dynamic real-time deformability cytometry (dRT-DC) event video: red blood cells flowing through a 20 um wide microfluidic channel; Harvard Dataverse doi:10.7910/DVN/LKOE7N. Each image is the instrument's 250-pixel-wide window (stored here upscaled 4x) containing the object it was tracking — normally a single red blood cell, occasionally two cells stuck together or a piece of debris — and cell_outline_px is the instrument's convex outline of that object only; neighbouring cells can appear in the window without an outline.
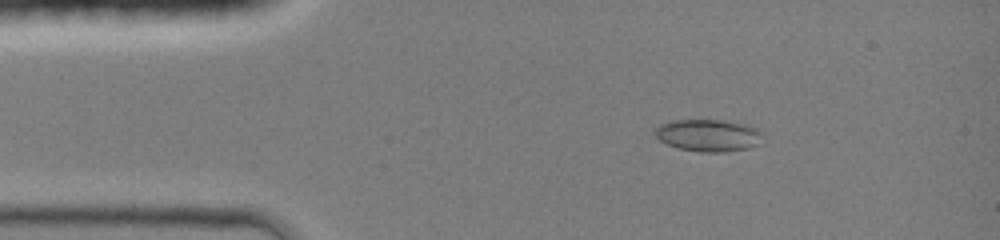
{"species": "common noctule bat (a hibernating species)", "species_latin": "Nyctalus noctula", "temperature_condition": "room temperature", "stored_images_in_passage": 45, "camera_frame_rate_fps": 3000, "um_per_image_px": 0.085, "animal": {"sex": "female", "body_mass_g": 19.0, "forearm_length_mm": 51.5}, "frame": {"image": 1, "passage_image": 7, "time_ms": 2.0, "image_size_px": [1000, 240], "cell_outline_px": [[760, 132], [756, 144], [748, 148], [724, 152], [700, 152], [676, 148], [660, 140], [656, 136], [656, 128], [660, 124], [672, 120], [720, 120], [744, 124], [756, 128]], "centroid_in_image_um": [60.14, 11.5], "position_along_channel_um": 24.9, "area_um2": 19.77}}
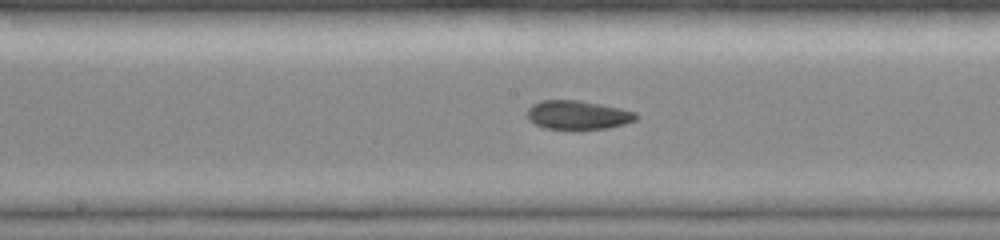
{"frame": {"image": 2, "passage_image": 23, "time_ms": 7.333, "image_size_px": [1000, 240], "cell_outline_px": [[636, 120], [624, 124], [608, 128], [572, 132], [544, 128], [528, 120], [528, 108], [532, 104], [540, 100], [580, 100], [620, 108], [636, 112]], "centroid_in_image_um": [49.09, 9.81], "position_along_channel_um": 199.1, "area_um2": 18.96}}
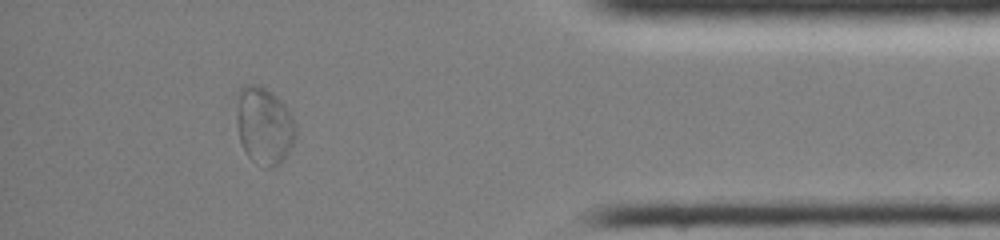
{"frame": {"image": 3, "passage_image": 40, "time_ms": 13.0, "image_size_px": [1000, 240], "cell_outline_px": [[296, 132], [292, 144], [284, 160], [276, 168], [264, 168], [252, 160], [248, 156], [240, 140], [236, 124], [236, 92], [244, 84], [260, 84], [272, 92], [284, 104], [292, 116], [296, 128]], "centroid_in_image_um": [22.42, 10.66], "position_along_channel_um": 412.8, "area_um2": 27.17}, "authors_computed_cell_mechanics": {"area_um2": 19.1896, "velocity_mm_per_s": 4.2426, "shape_relaxation_time_tau1_ms": 10.9988, "shape_relaxation_time_tau2_ms": 1.3999, "deformation_change_tau1": 0.1812, "deformation_change_tau2": 0.0541}}